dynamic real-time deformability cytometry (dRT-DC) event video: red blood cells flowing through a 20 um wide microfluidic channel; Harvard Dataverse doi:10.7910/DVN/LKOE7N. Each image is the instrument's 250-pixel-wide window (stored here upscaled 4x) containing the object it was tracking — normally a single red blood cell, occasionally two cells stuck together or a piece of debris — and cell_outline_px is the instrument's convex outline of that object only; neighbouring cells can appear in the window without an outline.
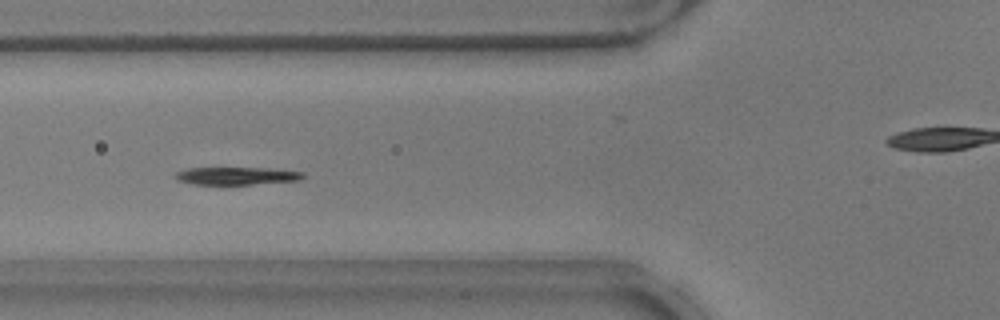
{"species": "common noctule bat (a hibernating species)", "species_latin": "Nyctalus noctula", "temperature_condition": "warm", "stored_images_in_passage": 53, "camera_frame_rate_fps": 3000, "um_per_image_px": 0.085, "animal": {"sex": "male", "body_mass_g": 17.9}, "frame": {"image": 1, "passage_image": 19, "time_ms": 6.0, "image_size_px": [1000, 320], "cell_outline_px": [[304, 176], [300, 180], [252, 184], [192, 184], [176, 180], [172, 176], [176, 172], [188, 168], [268, 168], [304, 172]], "centroid_in_image_um": [20.06, 14.94], "position_along_channel_um": 105.7, "area_um2": 13.12}}
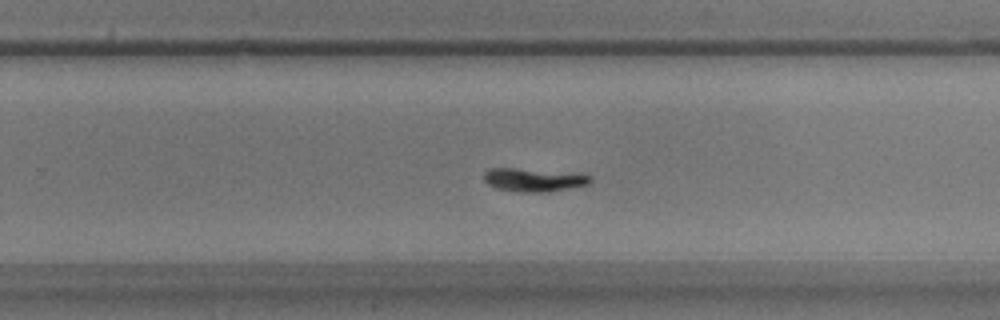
{"frame": {"image": 2, "passage_image": 33, "time_ms": 10.667, "image_size_px": [1000, 320], "cell_outline_px": [[592, 180], [588, 184], [548, 192], [520, 192], [496, 188], [488, 184], [484, 180], [484, 172], [488, 168], [512, 168], [580, 172], [592, 176]], "centroid_in_image_um": [45.41, 15.27], "position_along_channel_um": 284.4, "area_um2": 14.74}}
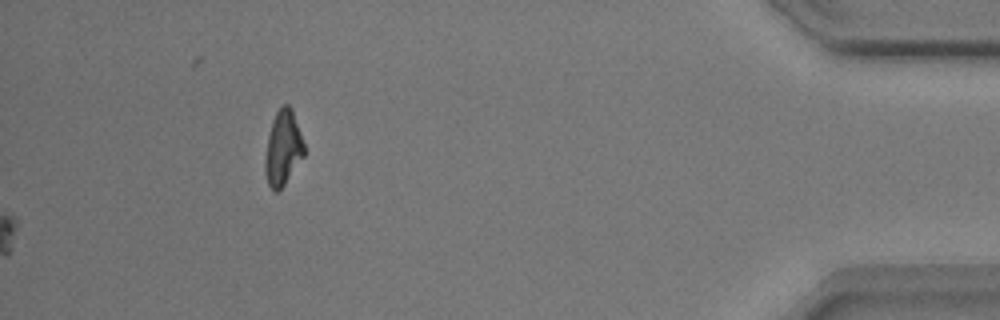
{"frame": {"image": 3, "passage_image": 53, "time_ms": 17.333, "image_size_px": [1000, 320], "cell_outline_px": [[304, 156], [284, 184], [276, 192], [272, 192], [268, 184], [264, 172], [264, 160], [268, 136], [272, 120], [276, 112], [284, 104], [288, 104], [292, 108], [304, 144]], "centroid_in_image_um": [24.03, 12.6], "position_along_channel_um": 411.2, "area_um2": 16.99}}